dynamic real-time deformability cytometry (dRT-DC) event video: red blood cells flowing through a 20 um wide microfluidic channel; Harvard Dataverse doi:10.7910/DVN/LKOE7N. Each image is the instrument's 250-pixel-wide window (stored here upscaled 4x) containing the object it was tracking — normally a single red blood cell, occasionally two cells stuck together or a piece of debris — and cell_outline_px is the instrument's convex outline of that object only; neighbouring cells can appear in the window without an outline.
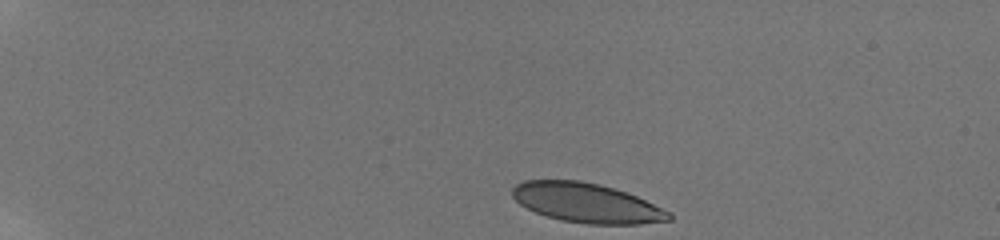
{"species": "human", "species_latin": "Homo sapiens", "temperature_condition": "room temperature", "stored_images_in_passage": 44, "camera_frame_rate_fps": 3000, "um_per_image_px": 0.085, "donor": {"sex": "male"}, "frame": {"image": 1, "passage_image": 1, "time_ms": 0.0, "image_size_px": [1000, 240], "cell_outline_px": [[672, 220], [640, 224], [588, 224], [560, 220], [536, 212], [520, 204], [512, 196], [512, 188], [516, 184], [524, 180], [580, 180], [600, 184], [636, 196], [668, 212], [672, 216]], "centroid_in_image_um": [49.82, 17.24], "position_along_channel_um": 35.2, "area_um2": 35.66}}
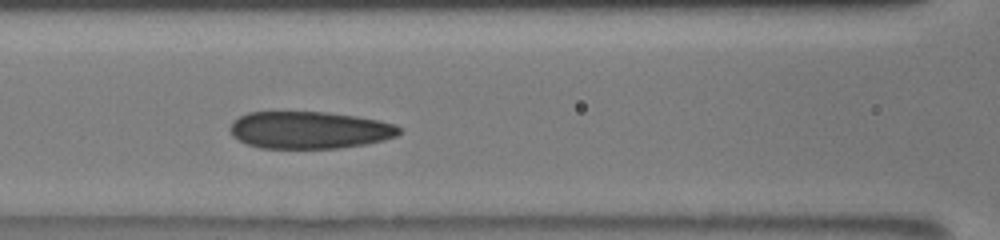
{"frame": {"image": 2, "passage_image": 17, "time_ms": 5.333, "image_size_px": [1000, 240], "cell_outline_px": [[400, 132], [396, 136], [384, 140], [368, 144], [340, 148], [260, 148], [248, 144], [232, 136], [228, 128], [232, 120], [248, 112], [328, 112], [356, 116], [380, 120], [396, 124], [400, 128]], "centroid_in_image_um": [26.3, 11.05], "position_along_channel_um": 140.3, "area_um2": 36.99}}
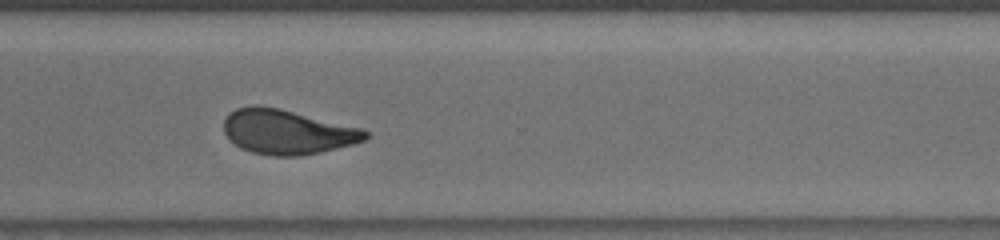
{"frame": {"image": 3, "passage_image": 33, "time_ms": 10.667, "image_size_px": [1000, 240], "cell_outline_px": [[368, 136], [364, 140], [352, 144], [320, 152], [300, 156], [272, 156], [252, 152], [240, 148], [224, 132], [224, 120], [236, 108], [256, 104], [280, 108], [360, 128], [368, 132]], "centroid_in_image_um": [24.39, 11.21], "position_along_channel_um": 346.2, "area_um2": 36.47}, "authors_computed_cell_mechanics": {"area_um2": 37.0498, "velocity_mm_per_s": 3.8672, "shape_relaxation_time_tau1_ms": 10.7169, "shape_relaxation_time_tau2_ms": 1.5655, "deformation_change_tau1": 0.2377, "deformation_change_tau2": 0.0997}}